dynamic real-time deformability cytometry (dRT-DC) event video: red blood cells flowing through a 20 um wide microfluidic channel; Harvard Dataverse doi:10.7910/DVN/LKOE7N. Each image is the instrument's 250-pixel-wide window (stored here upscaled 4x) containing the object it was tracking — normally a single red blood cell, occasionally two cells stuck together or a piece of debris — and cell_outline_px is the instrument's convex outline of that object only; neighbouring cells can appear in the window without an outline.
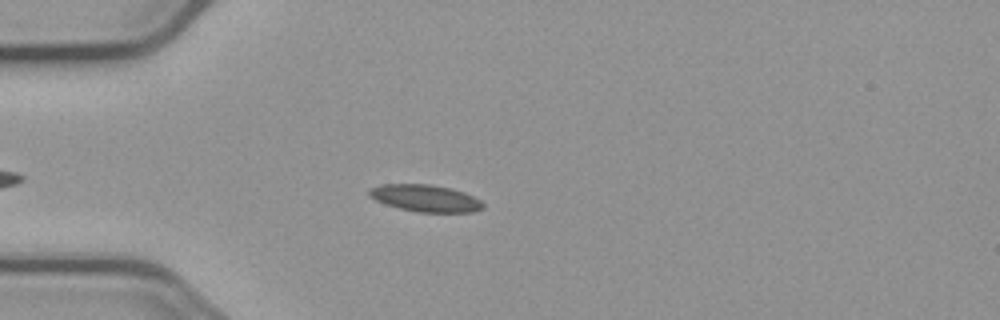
{"species": "common noctule bat (a hibernating species)", "species_latin": "Nyctalus noctula", "temperature_condition": "cold", "stored_images_in_passage": 4, "camera_frame_rate_fps": 3000, "um_per_image_px": 0.085, "animal": {"sex": "male", "body_mass_g": 23.1, "forearm_length_mm": 52.7}, "frame": {"image": 1, "passage_image": 4, "time_ms": 3.667, "image_size_px": [1000, 320], "cell_outline_px": [[484, 208], [472, 212], [420, 212], [400, 208], [384, 204], [368, 196], [368, 188], [380, 184], [432, 184], [452, 188], [464, 192], [480, 200], [484, 204]], "centroid_in_image_um": [36.13, 16.83], "position_along_channel_um": 48.9, "area_um2": 18.03}}